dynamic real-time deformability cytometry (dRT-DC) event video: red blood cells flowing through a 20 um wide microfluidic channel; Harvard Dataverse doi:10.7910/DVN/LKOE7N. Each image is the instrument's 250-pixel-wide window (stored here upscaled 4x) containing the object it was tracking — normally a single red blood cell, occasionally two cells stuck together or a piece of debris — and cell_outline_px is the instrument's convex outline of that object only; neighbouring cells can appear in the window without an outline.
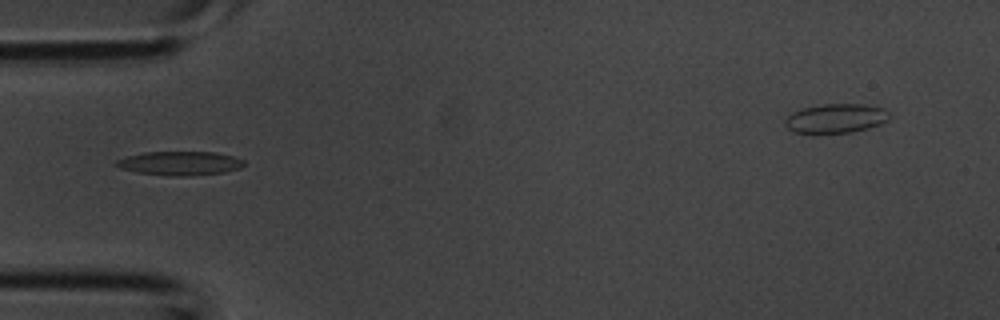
{"species": "common noctule bat (a hibernating species)", "species_latin": "Nyctalus noctula", "temperature_condition": "room temperature", "stored_images_in_passage": 28, "camera_frame_rate_fps": 3000, "um_per_image_px": 0.085, "animal": {"sex": "male", "body_mass_g": 20.1, "forearm_length_mm": 53.5}, "frame": {"image": 1, "passage_image": 2, "time_ms": 0.333, "image_size_px": [1000, 320], "cell_outline_px": [[244, 164], [240, 168], [224, 172], [188, 176], [168, 176], [136, 172], [120, 168], [112, 164], [116, 160], [128, 156], [144, 152], [216, 152], [232, 156], [244, 160]], "centroid_in_image_um": [15.26, 13.88], "position_along_channel_um": 69.7, "area_um2": 17.86}}
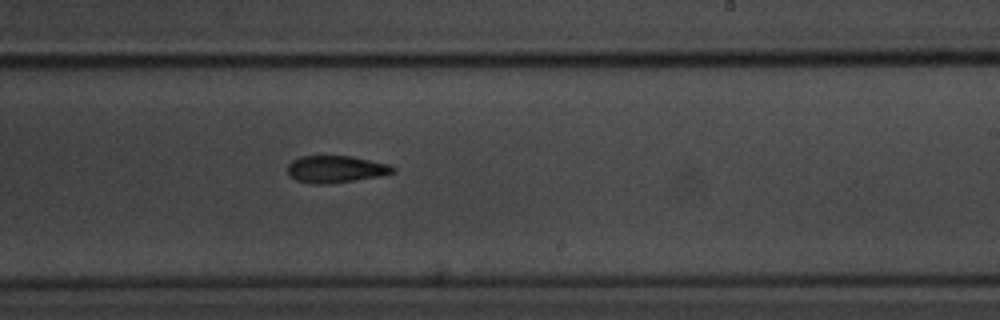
{"frame": {"image": 2, "passage_image": 13, "time_ms": 4.0, "image_size_px": [1000, 320], "cell_outline_px": [[396, 172], [384, 176], [328, 184], [308, 184], [296, 180], [288, 176], [288, 164], [292, 160], [300, 156], [352, 156], [392, 164], [396, 168]], "centroid_in_image_um": [28.58, 14.39], "position_along_channel_um": 260.4, "area_um2": 17.11}}
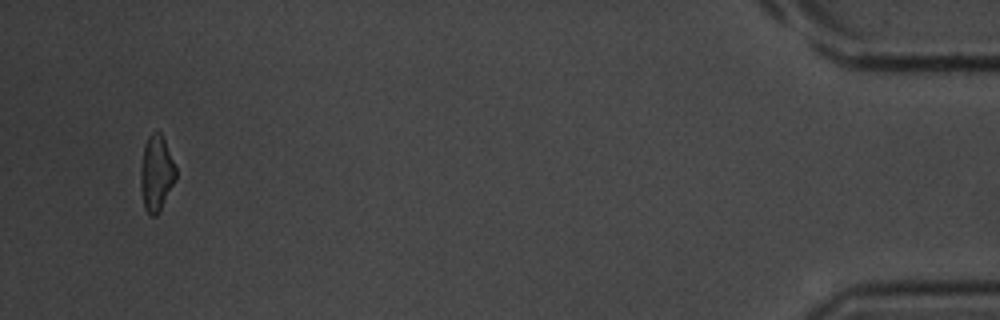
{"frame": {"image": 3, "passage_image": 27, "time_ms": 8.667, "image_size_px": [1000, 320], "cell_outline_px": [[176, 180], [156, 216], [152, 216], [144, 208], [140, 188], [140, 168], [144, 144], [148, 136], [152, 132], [160, 132], [164, 140], [176, 168]], "centroid_in_image_um": [13.27, 14.73], "position_along_channel_um": 421.9, "area_um2": 15.49}}